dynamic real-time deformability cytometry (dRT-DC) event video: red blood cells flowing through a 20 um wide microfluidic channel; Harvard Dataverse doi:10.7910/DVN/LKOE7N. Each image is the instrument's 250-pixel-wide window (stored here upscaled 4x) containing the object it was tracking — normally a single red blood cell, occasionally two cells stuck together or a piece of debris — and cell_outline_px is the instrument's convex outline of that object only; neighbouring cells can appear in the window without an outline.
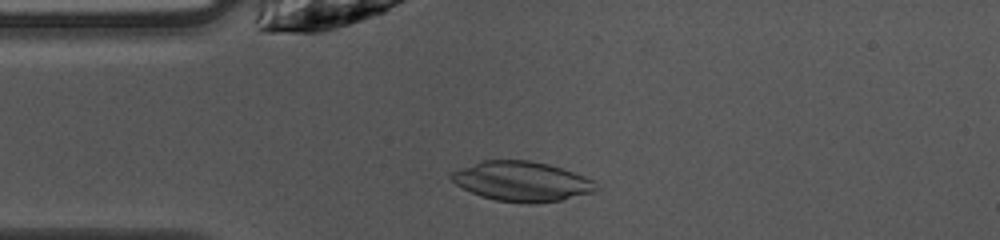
{"species": "common noctule bat (a hibernating species)", "species_latin": "Nyctalus noctula", "temperature_condition": "warm", "stored_images_in_passage": 47, "camera_frame_rate_fps": 3000, "um_per_image_px": 0.085, "animal": {"sex": "female", "body_mass_g": 10.0, "forearm_length_mm": 53.1}, "frame": {"image": 1, "passage_image": 10, "time_ms": 3.0, "image_size_px": [1000, 240], "cell_outline_px": [[600, 188], [596, 192], [560, 200], [536, 204], [528, 204], [496, 200], [480, 196], [456, 184], [448, 176], [452, 172], [460, 168], [484, 160], [528, 160], [548, 164], [584, 176], [592, 180]], "centroid_in_image_um": [44.37, 15.43], "position_along_channel_um": 40.6, "area_um2": 33.52}}
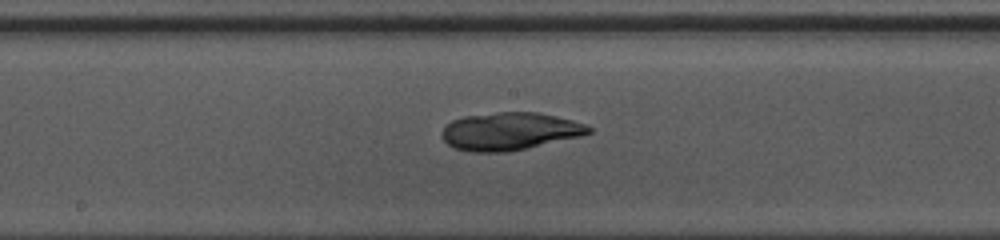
{"frame": {"image": 2, "passage_image": 23, "time_ms": 7.333, "image_size_px": [1000, 240], "cell_outline_px": [[592, 132], [580, 136], [508, 152], [472, 152], [456, 148], [448, 144], [440, 136], [440, 132], [452, 120], [464, 116], [496, 112], [540, 112], [572, 120], [584, 124], [592, 128]], "centroid_in_image_um": [43.31, 11.15], "position_along_channel_um": 204.9, "area_um2": 32.14}}
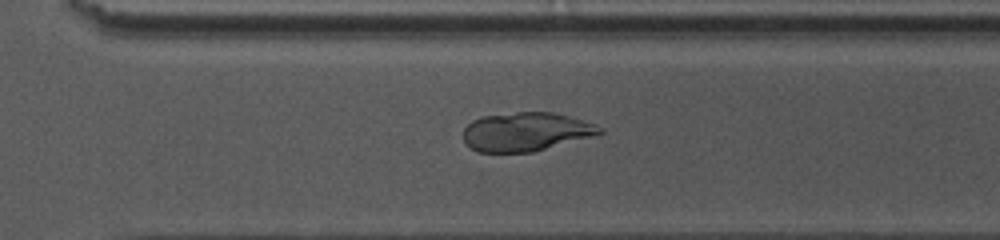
{"frame": {"image": 3, "passage_image": 32, "time_ms": 10.333, "image_size_px": [1000, 240], "cell_outline_px": [[604, 132], [592, 136], [532, 152], [480, 152], [472, 148], [464, 140], [464, 128], [472, 120], [480, 116], [516, 112], [552, 112], [596, 124], [604, 128]], "centroid_in_image_um": [44.7, 11.19], "position_along_channel_um": 325.9, "area_um2": 30.58}}